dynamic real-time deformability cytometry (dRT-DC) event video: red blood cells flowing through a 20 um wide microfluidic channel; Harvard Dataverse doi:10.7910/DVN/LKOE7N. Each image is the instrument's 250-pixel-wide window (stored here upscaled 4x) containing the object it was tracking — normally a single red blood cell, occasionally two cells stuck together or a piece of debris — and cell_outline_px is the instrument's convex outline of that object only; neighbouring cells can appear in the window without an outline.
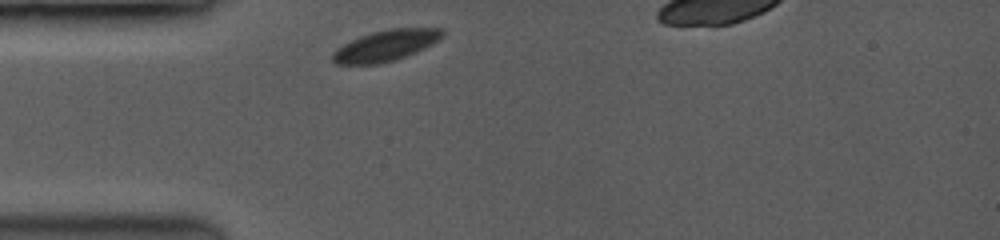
{"species": "common noctule bat (a hibernating species)", "species_latin": "Nyctalus noctula", "temperature_condition": "room temperature", "stored_images_in_passage": 6, "camera_frame_rate_fps": 3500, "um_per_image_px": 0.085, "animal": {"sex": "female", "body_mass_g": 19.0, "forearm_length_mm": 53.3}, "frame": {"image": 1, "passage_image": 1, "time_ms": 0.0, "image_size_px": [1000, 240], "cell_outline_px": [[444, 36], [440, 40], [424, 48], [396, 60], [376, 64], [336, 64], [332, 60], [332, 52], [336, 48], [360, 36], [372, 32], [388, 28], [444, 28]], "centroid_in_image_um": [32.8, 3.86], "position_along_channel_um": 52.2, "area_um2": 19.88}}
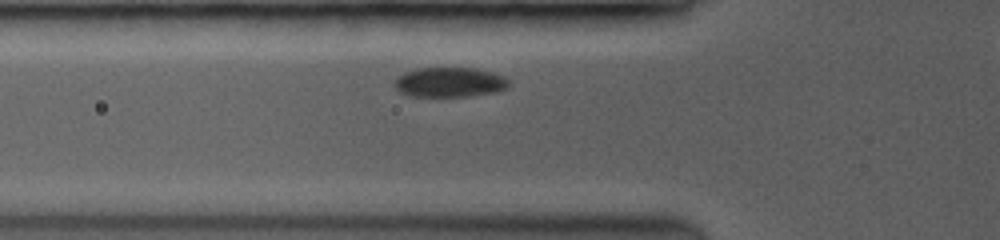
{"frame": {"image": 2, "passage_image": 3, "time_ms": 1.143, "image_size_px": [1000, 240], "cell_outline_px": [[508, 84], [504, 88], [492, 92], [464, 96], [416, 96], [400, 92], [396, 88], [396, 80], [404, 72], [416, 68], [476, 68], [492, 72], [504, 76], [508, 80]], "centroid_in_image_um": [38.21, 6.97], "position_along_channel_um": 87.6, "area_um2": 19.36}}
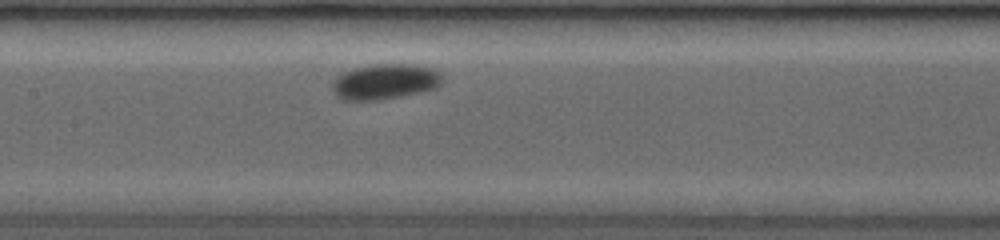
{"frame": {"image": 3, "passage_image": 6, "time_ms": 3.429, "image_size_px": [1000, 240], "cell_outline_px": [[440, 84], [436, 88], [396, 96], [364, 100], [348, 100], [340, 96], [336, 92], [332, 84], [336, 76], [352, 68], [372, 64], [412, 64], [428, 68], [440, 72]], "centroid_in_image_um": [32.7, 6.9], "position_along_channel_um": 174.7, "area_um2": 21.85}}